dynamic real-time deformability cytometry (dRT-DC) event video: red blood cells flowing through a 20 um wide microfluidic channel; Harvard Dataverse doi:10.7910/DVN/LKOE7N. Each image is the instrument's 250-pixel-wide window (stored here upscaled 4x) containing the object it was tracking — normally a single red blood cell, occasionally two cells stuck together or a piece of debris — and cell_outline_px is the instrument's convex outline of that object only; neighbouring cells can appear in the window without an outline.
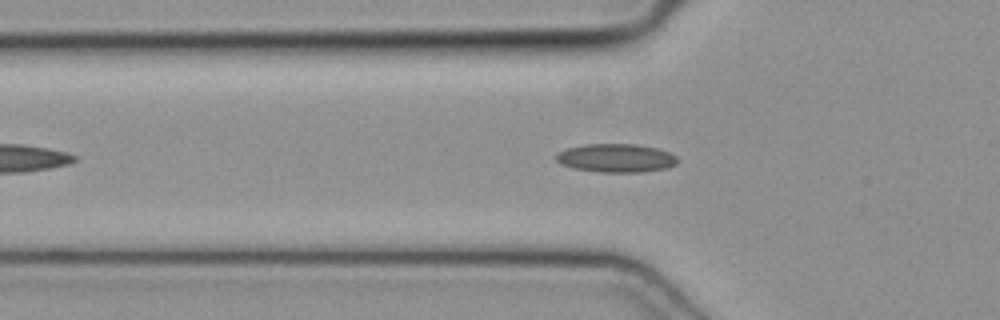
{"species": "common noctule bat (a hibernating species)", "species_latin": "Nyctalus noctula", "temperature_condition": "cold", "stored_images_in_passage": 37, "camera_frame_rate_fps": 3000, "um_per_image_px": 0.085, "animal": {"sex": "female", "body_mass_g": 19.3, "forearm_length_mm": 54.1}, "frame": {"image": 1, "passage_image": 9, "time_ms": 2.667, "image_size_px": [1000, 320], "cell_outline_px": [[676, 164], [668, 168], [644, 172], [600, 172], [572, 168], [560, 164], [556, 160], [556, 152], [568, 148], [584, 144], [636, 144], [656, 148], [668, 152], [676, 156]], "centroid_in_image_um": [52.34, 13.44], "position_along_channel_um": 73.5, "area_um2": 20.23}}
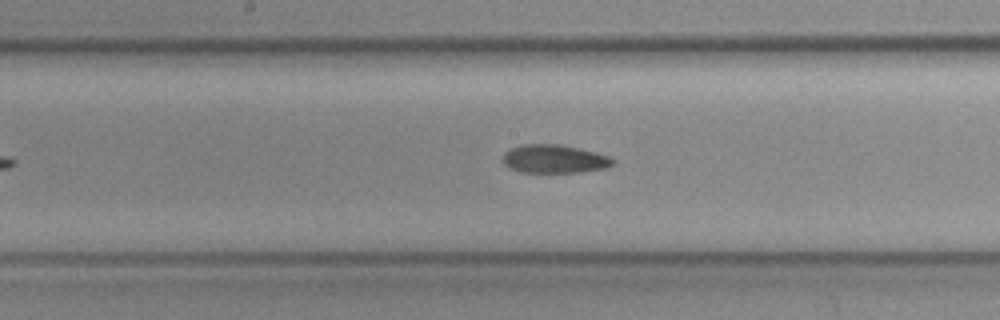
{"frame": {"image": 2, "passage_image": 18, "time_ms": 5.667, "image_size_px": [1000, 320], "cell_outline_px": [[616, 160], [608, 168], [580, 172], [520, 172], [504, 164], [504, 152], [520, 144], [560, 144], [596, 152], [608, 156]], "centroid_in_image_um": [47.15, 13.5], "position_along_channel_um": 201.1, "area_um2": 18.15}}
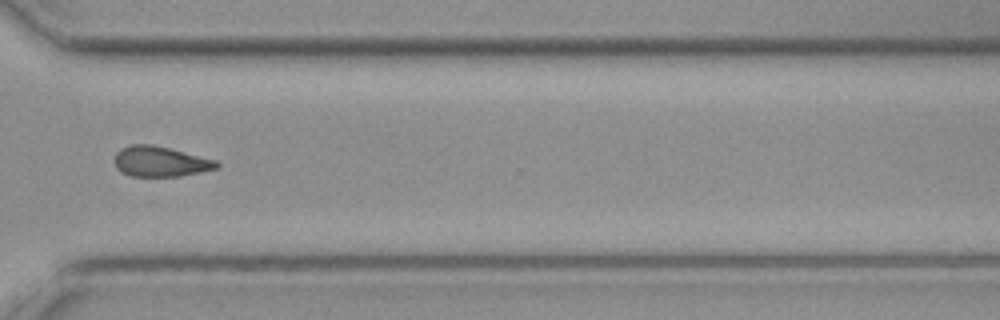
{"frame": {"image": 3, "passage_image": 29, "time_ms": 9.333, "image_size_px": [1000, 320], "cell_outline_px": [[220, 164], [216, 168], [200, 172], [180, 176], [132, 176], [116, 168], [116, 152], [120, 148], [132, 144], [152, 144], [216, 160]], "centroid_in_image_um": [13.62, 13.72], "position_along_channel_um": 357.0, "area_um2": 17.74}}